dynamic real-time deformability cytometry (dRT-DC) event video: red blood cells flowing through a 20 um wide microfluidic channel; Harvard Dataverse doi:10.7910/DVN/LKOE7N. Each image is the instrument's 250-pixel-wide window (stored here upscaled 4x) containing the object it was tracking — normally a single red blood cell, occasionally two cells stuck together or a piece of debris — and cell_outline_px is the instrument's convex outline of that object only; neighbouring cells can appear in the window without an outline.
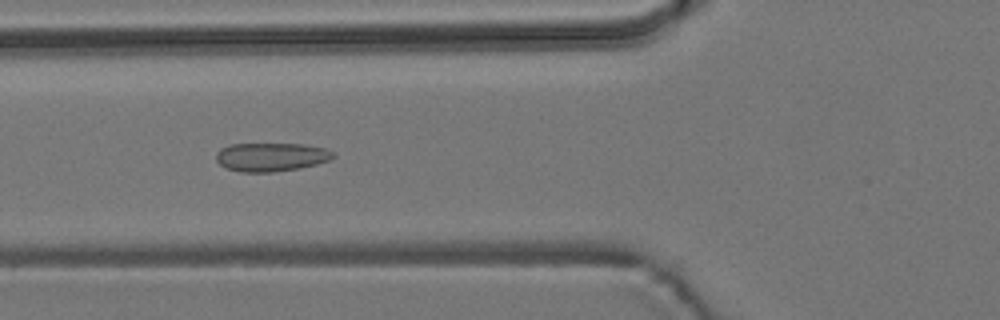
{"species": "common noctule bat (a hibernating species)", "species_latin": "Nyctalus noctula", "temperature_condition": "room temperature", "stored_images_in_passage": 50, "camera_frame_rate_fps": 3000, "um_per_image_px": 0.085, "animal": {"sex": "male", "body_mass_g": 19.2, "forearm_length_mm": 51.8}, "frame": {"image": 1, "passage_image": 16, "time_ms": 5.0, "image_size_px": [1000, 320], "cell_outline_px": [[336, 156], [328, 160], [316, 164], [300, 168], [272, 172], [240, 172], [228, 168], [220, 164], [216, 160], [216, 152], [220, 148], [228, 144], [304, 144], [324, 148], [332, 152]], "centroid_in_image_um": [23.01, 13.34], "position_along_channel_um": 102.8, "area_um2": 19.48}}
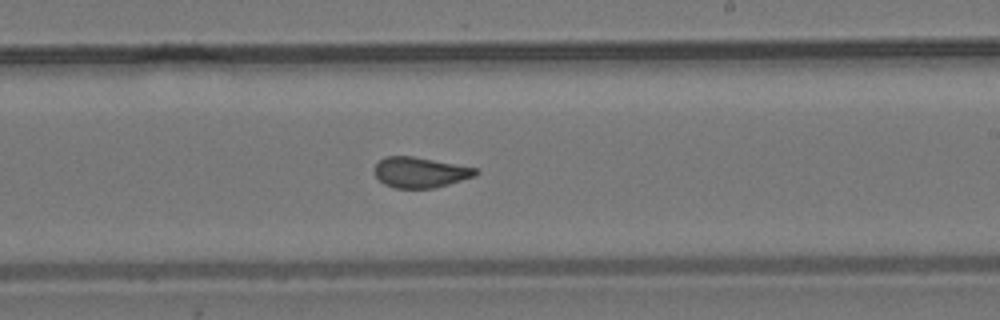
{"frame": {"image": 2, "passage_image": 28, "time_ms": 9.0, "image_size_px": [1000, 320], "cell_outline_px": [[480, 172], [476, 176], [448, 184], [432, 188], [396, 188], [384, 184], [376, 176], [376, 164], [384, 156], [412, 156], [476, 168]], "centroid_in_image_um": [35.73, 14.65], "position_along_channel_um": 253.3, "area_um2": 17.74}}
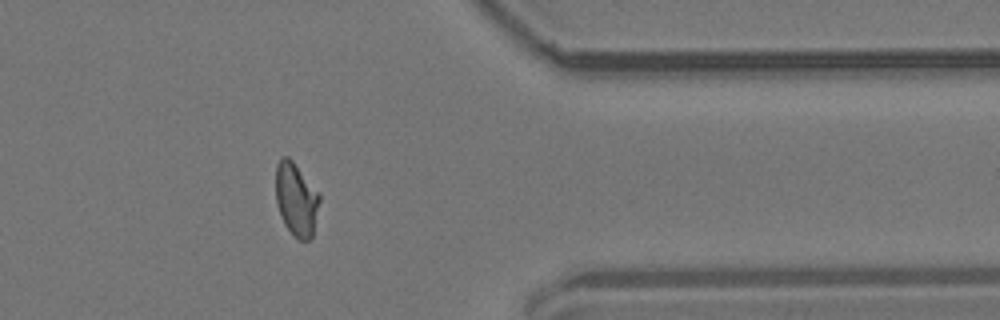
{"frame": {"image": 3, "passage_image": 40, "time_ms": 13.0, "image_size_px": [1000, 320], "cell_outline_px": [[320, 200], [312, 236], [308, 240], [300, 240], [284, 224], [276, 204], [276, 164], [280, 156], [288, 156], [292, 160], [320, 192]], "centroid_in_image_um": [25.18, 16.89], "position_along_channel_um": 386.2, "area_um2": 18.73}, "authors_computed_cell_mechanics": {"area_um2": 18.9295, "velocity_mm_per_s": 3.7563, "shape_relaxation_time_tau1_ms": null, "shape_relaxation_time_tau2_ms": 0.9795, "deformation_change_tau1": null, "deformation_change_tau2": 0.0715}}